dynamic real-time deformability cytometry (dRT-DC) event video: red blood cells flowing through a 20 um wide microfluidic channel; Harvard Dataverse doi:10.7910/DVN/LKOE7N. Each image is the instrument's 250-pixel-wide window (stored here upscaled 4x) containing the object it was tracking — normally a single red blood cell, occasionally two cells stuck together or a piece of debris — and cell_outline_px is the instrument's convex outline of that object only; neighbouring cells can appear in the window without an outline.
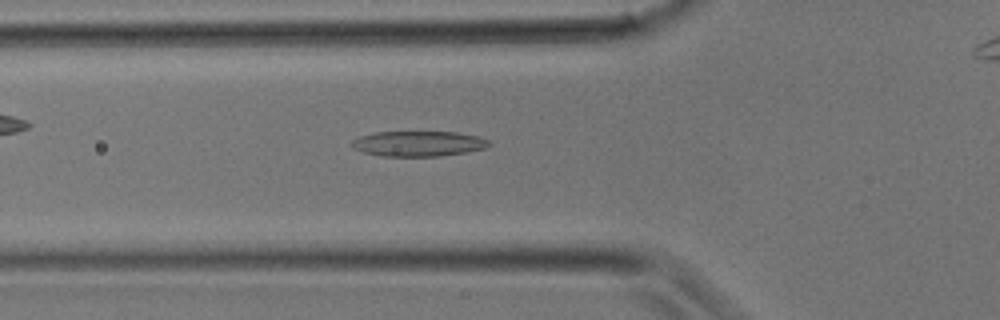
{"species": "common noctule bat (a hibernating species)", "species_latin": "Nyctalus noctula", "temperature_condition": "room temperature", "stored_images_in_passage": 30, "camera_frame_rate_fps": 3000, "um_per_image_px": 0.085, "animal": {"sex": "male", "body_mass_g": 17.9}, "frame": {"image": 1, "passage_image": 9, "time_ms": 2.667, "image_size_px": [1000, 320], "cell_outline_px": [[492, 144], [484, 148], [464, 152], [440, 156], [380, 156], [364, 152], [352, 148], [348, 144], [356, 136], [376, 132], [456, 132], [480, 136], [488, 140]], "centroid_in_image_um": [35.5, 12.2], "position_along_channel_um": 90.3, "area_um2": 20.4}}
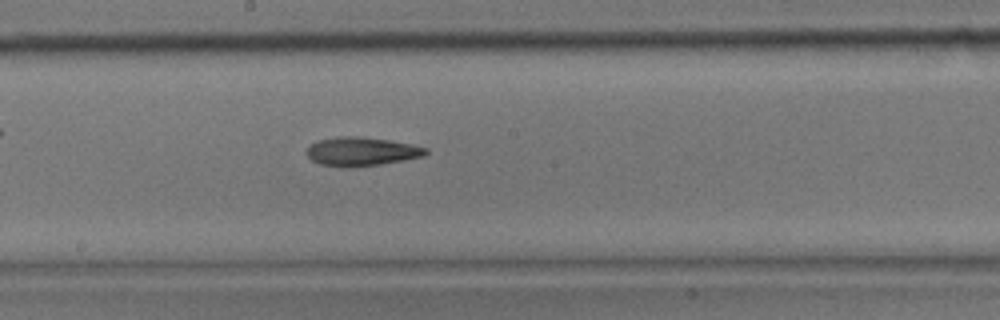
{"frame": {"image": 2, "passage_image": 15, "time_ms": 4.667, "image_size_px": [1000, 320], "cell_outline_px": [[428, 152], [424, 156], [404, 160], [380, 164], [352, 168], [348, 168], [320, 164], [312, 160], [308, 156], [308, 148], [316, 140], [340, 136], [356, 136], [388, 140], [412, 144], [428, 148]], "centroid_in_image_um": [30.74, 12.88], "position_along_channel_um": 217.5, "area_um2": 19.94}}
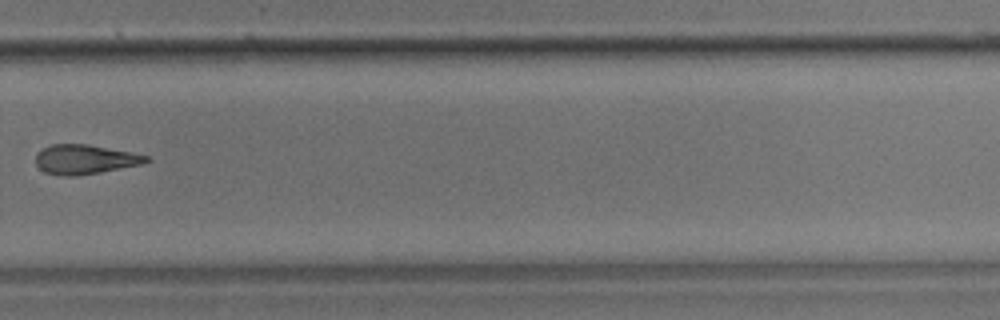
{"frame": {"image": 3, "passage_image": 20, "time_ms": 6.333, "image_size_px": [1000, 320], "cell_outline_px": [[152, 160], [140, 164], [100, 172], [76, 176], [68, 176], [44, 172], [36, 164], [36, 152], [52, 144], [88, 144], [132, 152], [148, 156]], "centroid_in_image_um": [7.21, 13.54], "position_along_channel_um": 322.6, "area_um2": 18.84}}